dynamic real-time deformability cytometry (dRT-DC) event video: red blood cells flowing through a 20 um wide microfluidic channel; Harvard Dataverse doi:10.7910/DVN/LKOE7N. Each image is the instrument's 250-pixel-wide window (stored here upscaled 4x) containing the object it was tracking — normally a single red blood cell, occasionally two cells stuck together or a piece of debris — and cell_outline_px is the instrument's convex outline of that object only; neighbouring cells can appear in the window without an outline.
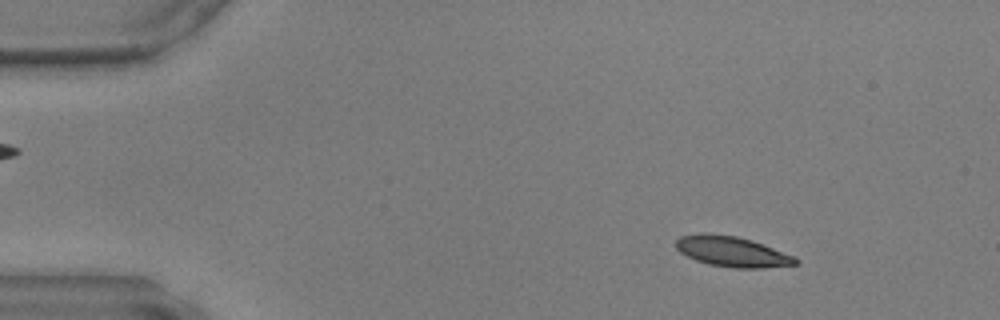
{"species": "common noctule bat (a hibernating species)", "species_latin": "Nyctalus noctula", "temperature_condition": "warm", "stored_images_in_passage": 48, "camera_frame_rate_fps": 3000, "um_per_image_px": 0.085, "animal": {"sex": "male", "body_mass_g": 17.9, "forearm_length_mm": 54.2}, "frame": {"image": 1, "passage_image": 6, "time_ms": 1.667, "image_size_px": [1000, 320], "cell_outline_px": [[800, 264], [764, 268], [732, 268], [708, 264], [696, 260], [680, 252], [676, 248], [676, 240], [680, 236], [700, 232], [704, 232], [736, 236], [752, 240], [796, 256], [800, 260]], "centroid_in_image_um": [62.26, 21.38], "position_along_channel_um": 22.7, "area_um2": 21.5}}
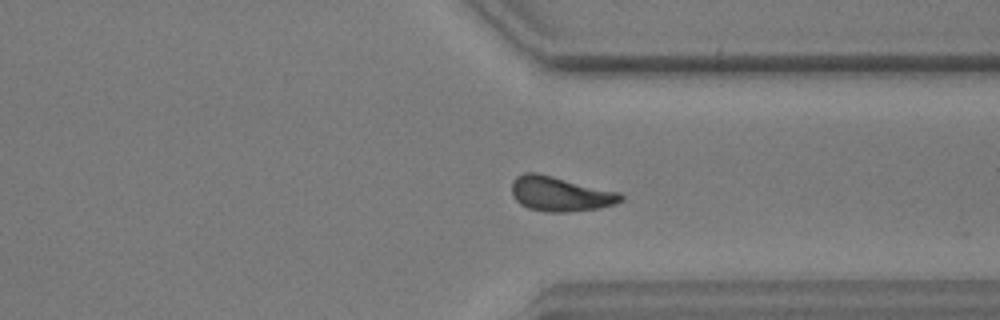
{"frame": {"image": 2, "passage_image": 36, "time_ms": 11.667, "image_size_px": [1000, 320], "cell_outline_px": [[624, 200], [616, 204], [600, 208], [568, 212], [548, 212], [528, 208], [520, 204], [512, 196], [512, 180], [516, 176], [524, 172], [536, 172], [620, 192], [624, 196]], "centroid_in_image_um": [47.62, 16.48], "position_along_channel_um": 363.8, "area_um2": 22.31}}
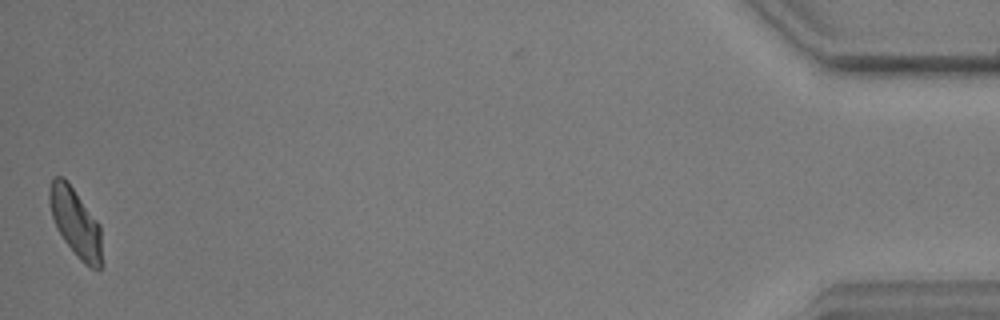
{"frame": {"image": 3, "passage_image": 47, "time_ms": 15.333, "image_size_px": [1000, 320], "cell_outline_px": [[104, 264], [100, 268], [92, 268], [84, 264], [76, 256], [64, 240], [56, 228], [52, 216], [48, 200], [48, 188], [52, 180], [56, 176], [64, 176], [68, 180], [100, 224]], "centroid_in_image_um": [6.44, 18.92], "position_along_channel_um": 428.8, "area_um2": 21.5}}